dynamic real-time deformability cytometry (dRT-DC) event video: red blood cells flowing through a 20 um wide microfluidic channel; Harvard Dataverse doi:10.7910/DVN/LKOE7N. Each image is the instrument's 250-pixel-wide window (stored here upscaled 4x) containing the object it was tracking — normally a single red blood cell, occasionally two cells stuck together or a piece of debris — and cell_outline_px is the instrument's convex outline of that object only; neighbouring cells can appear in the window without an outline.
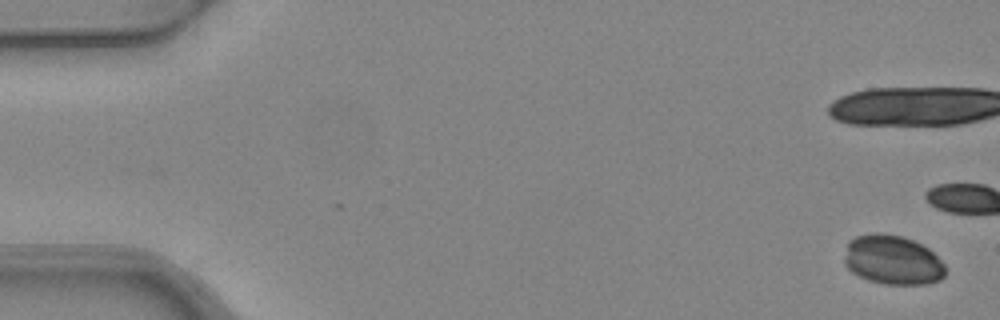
{"species": "common noctule bat (a hibernating species)", "species_latin": "Nyctalus noctula", "temperature_condition": "warm", "stored_images_in_passage": 5, "camera_frame_rate_fps": 3000, "um_per_image_px": 0.085, "animal": {"sex": "female", "body_mass_g": 24.6, "forearm_length_mm": 56.2}, "frame": {"image": 1, "passage_image": 1, "time_ms": 0.0, "image_size_px": [1000, 320], "cell_outline_px": [[944, 276], [940, 280], [924, 284], [884, 284], [868, 280], [852, 272], [844, 264], [844, 260], [848, 240], [856, 236], [876, 232], [880, 232], [900, 236], [912, 240], [928, 248], [944, 264]], "centroid_in_image_um": [75.84, 22.09], "position_along_channel_um": 9.2, "area_um2": 28.96}}